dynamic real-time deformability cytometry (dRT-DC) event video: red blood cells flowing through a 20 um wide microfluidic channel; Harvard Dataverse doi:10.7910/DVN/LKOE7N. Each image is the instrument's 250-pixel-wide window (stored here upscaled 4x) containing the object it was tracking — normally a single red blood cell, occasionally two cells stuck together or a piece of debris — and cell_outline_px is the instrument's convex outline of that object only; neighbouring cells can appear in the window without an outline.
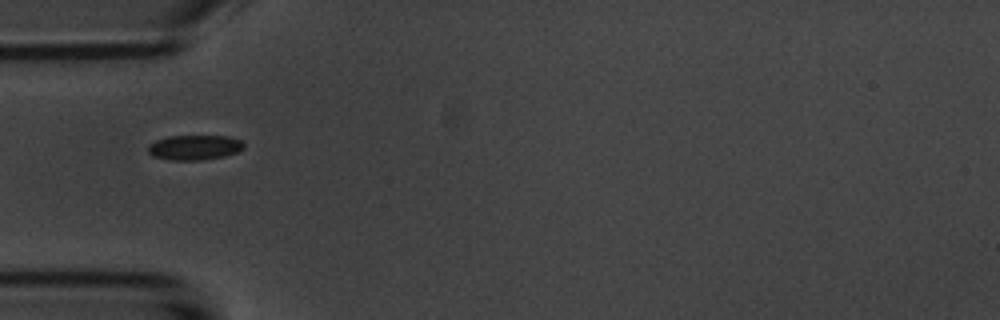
{"species": "common noctule bat (a hibernating species)", "species_latin": "Nyctalus noctula", "temperature_condition": "room temperature", "stored_images_in_passage": 1, "camera_frame_rate_fps": 3000, "um_per_image_px": 0.085, "animal": {"sex": "male", "body_mass_g": 20.1, "forearm_length_mm": 53.5}, "frame": {"image": 1, "passage_image": 1, "time_ms": 0.0, "image_size_px": [1000, 320], "cell_outline_px": [[244, 148], [236, 152], [224, 156], [200, 160], [168, 160], [152, 156], [148, 152], [148, 144], [156, 140], [168, 136], [228, 136], [240, 140], [244, 144]], "centroid_in_image_um": [16.5, 12.53], "position_along_channel_um": 68.5, "area_um2": 13.93}}